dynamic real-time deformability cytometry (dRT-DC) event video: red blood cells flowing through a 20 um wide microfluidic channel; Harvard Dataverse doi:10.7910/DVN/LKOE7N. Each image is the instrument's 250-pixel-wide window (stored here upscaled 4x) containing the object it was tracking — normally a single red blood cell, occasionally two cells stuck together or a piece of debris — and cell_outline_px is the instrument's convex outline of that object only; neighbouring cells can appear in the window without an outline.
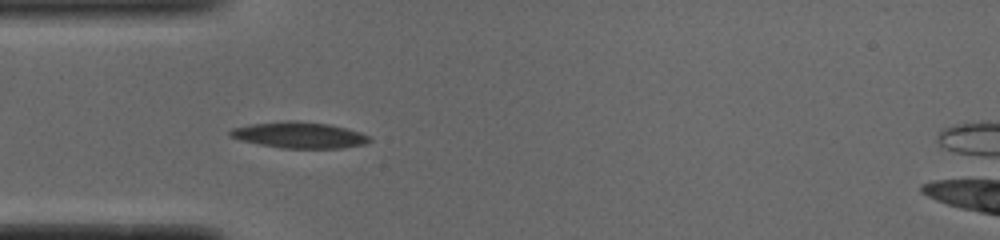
{"species": "common noctule bat (a hibernating species)", "species_latin": "Nyctalus noctula", "temperature_condition": "cold", "stored_images_in_passage": 39, "camera_frame_rate_fps": 3000, "um_per_image_px": 0.085, "animal": {"sex": "male", "body_mass_g": 19.0, "forearm_length_mm": 50.8}, "frame": {"image": 1, "passage_image": 1, "time_ms": 0.0, "image_size_px": [1000, 240], "cell_outline_px": [[372, 140], [364, 144], [340, 148], [280, 148], [240, 140], [232, 136], [228, 132], [232, 128], [252, 124], [288, 120], [328, 124], [344, 128], [368, 136]], "centroid_in_image_um": [25.4, 11.48], "position_along_channel_um": 59.6, "area_um2": 20.75}}
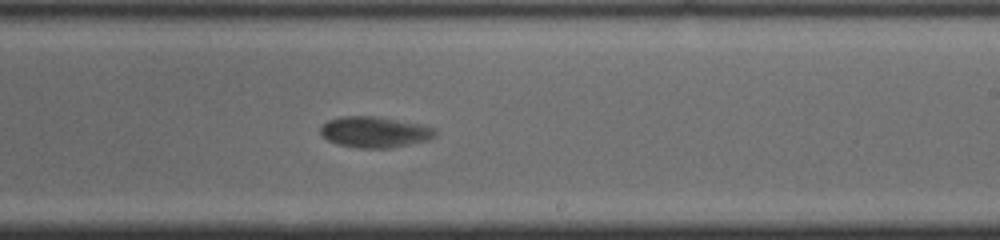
{"frame": {"image": 2, "passage_image": 17, "time_ms": 5.333, "image_size_px": [1000, 240], "cell_outline_px": [[436, 132], [428, 140], [392, 148], [360, 148], [340, 144], [328, 140], [320, 132], [320, 128], [328, 120], [340, 116], [376, 116], [416, 124], [432, 128]], "centroid_in_image_um": [31.8, 11.23], "position_along_channel_um": 257.2, "area_um2": 20.23}}
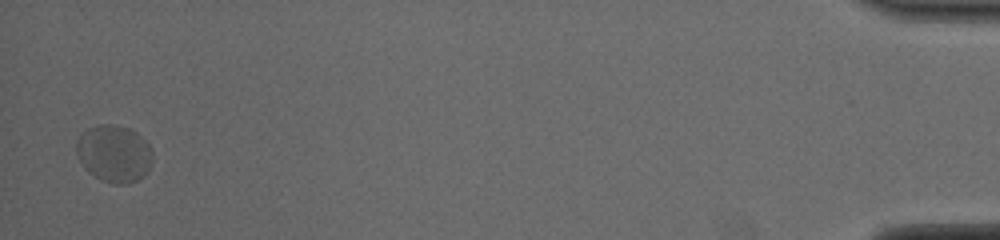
{"frame": {"image": 3, "passage_image": 38, "time_ms": 12.333, "image_size_px": [1000, 240], "cell_outline_px": [[152, 164], [144, 176], [128, 184], [112, 184], [100, 180], [88, 172], [80, 160], [76, 152], [76, 140], [88, 128], [100, 124], [108, 124], [132, 128], [148, 144], [152, 152]], "centroid_in_image_um": [9.7, 13.06], "position_along_channel_um": 425.5, "area_um2": 25.49}, "authors_computed_cell_mechanics": {"area_um2": 20.9236, "velocity_mm_per_s": 3.743, "shape_relaxation_time_tau1_ms": 4.2484, "shape_relaxation_time_tau2_ms": null, "deformation_change_tau1": 0.1513, "deformation_change_tau2": null}}